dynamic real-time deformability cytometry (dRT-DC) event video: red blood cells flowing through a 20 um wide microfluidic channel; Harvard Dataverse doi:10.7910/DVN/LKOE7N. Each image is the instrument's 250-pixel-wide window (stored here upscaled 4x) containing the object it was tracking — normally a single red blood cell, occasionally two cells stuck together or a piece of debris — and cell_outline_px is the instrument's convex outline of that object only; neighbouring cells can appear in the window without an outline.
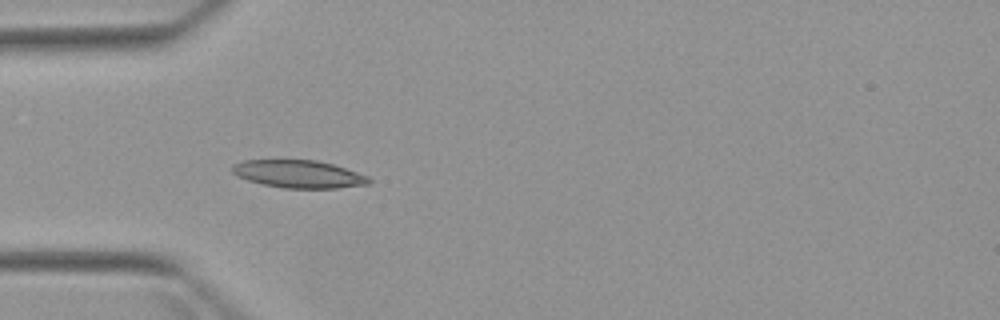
{"species": "Egyptian fruit bat (a non-hibernating species)", "species_latin": "Rousettus aegyptiacus", "temperature_condition": "warm", "stored_images_in_passage": 6, "camera_frame_rate_fps": 3000, "um_per_image_px": 0.085, "animal": {"sex": "female"}, "frame": {"image": 1, "passage_image": 5, "time_ms": 4.667, "image_size_px": [1000, 320], "cell_outline_px": [[372, 180], [368, 184], [336, 188], [284, 188], [264, 184], [248, 180], [236, 176], [232, 172], [232, 164], [244, 160], [316, 160], [332, 164], [368, 176]], "centroid_in_image_um": [25.36, 14.79], "position_along_channel_um": 59.6, "area_um2": 21.91}}
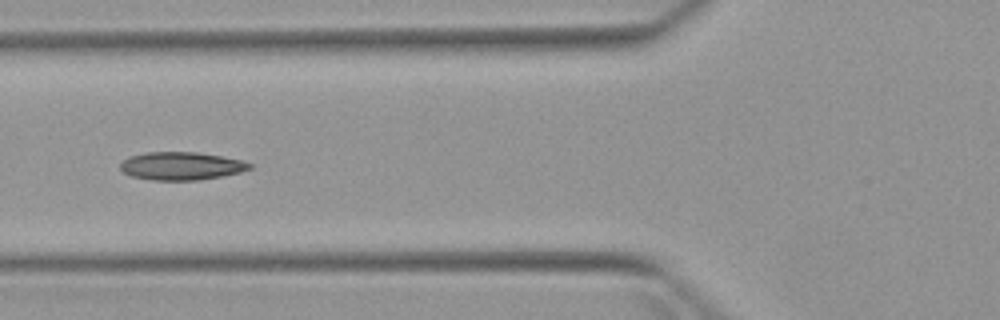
{"frame": {"image": 2, "passage_image": 6, "time_ms": 6.0, "image_size_px": [1000, 320], "cell_outline_px": [[252, 168], [240, 172], [200, 180], [152, 180], [132, 176], [124, 172], [120, 168], [120, 164], [128, 156], [148, 152], [196, 152], [220, 156], [240, 160], [252, 164]], "centroid_in_image_um": [15.39, 14.11], "position_along_channel_um": 110.4, "area_um2": 20.92}}